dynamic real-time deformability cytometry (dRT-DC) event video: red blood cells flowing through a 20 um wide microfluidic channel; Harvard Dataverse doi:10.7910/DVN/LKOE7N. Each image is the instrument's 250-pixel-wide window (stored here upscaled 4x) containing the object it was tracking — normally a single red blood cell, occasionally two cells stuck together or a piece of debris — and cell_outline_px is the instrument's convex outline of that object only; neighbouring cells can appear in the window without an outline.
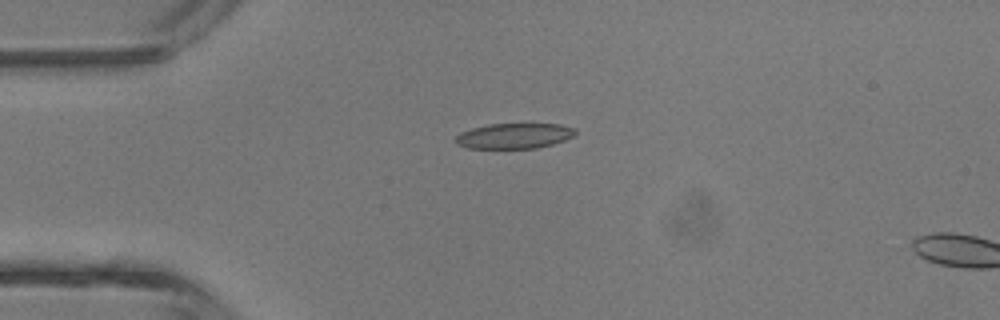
{"species": "common noctule bat (a hibernating species)", "species_latin": "Nyctalus noctula", "temperature_condition": "room temperature", "stored_images_in_passage": 3, "camera_frame_rate_fps": 3000, "um_per_image_px": 0.085, "animal": {"sex": "male", "body_mass_g": 13.3}, "frame": {"image": 1, "passage_image": 2, "time_ms": 1.333, "image_size_px": [1000, 320], "cell_outline_px": [[576, 132], [572, 136], [564, 140], [552, 144], [536, 148], [468, 148], [456, 144], [456, 136], [460, 132], [472, 128], [488, 124], [560, 124], [576, 128]], "centroid_in_image_um": [43.7, 11.54], "position_along_channel_um": 41.3, "area_um2": 17.63}}